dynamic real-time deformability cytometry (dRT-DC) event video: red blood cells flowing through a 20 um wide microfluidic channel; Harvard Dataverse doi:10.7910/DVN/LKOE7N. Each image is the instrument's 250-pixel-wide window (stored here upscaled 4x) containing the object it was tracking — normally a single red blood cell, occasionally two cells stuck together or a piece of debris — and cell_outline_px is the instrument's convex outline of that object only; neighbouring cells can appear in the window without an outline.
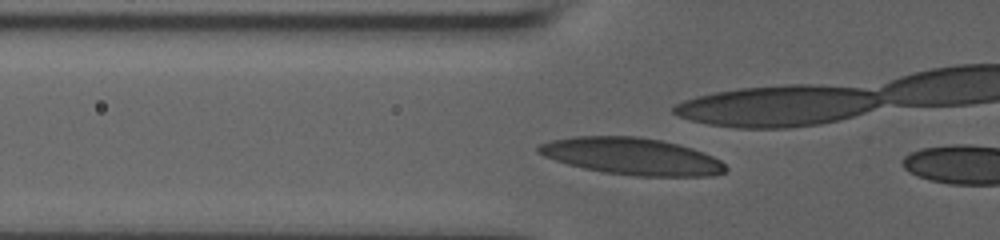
{"species": "human", "species_latin": "Homo sapiens", "temperature_condition": "room temperature", "stored_images_in_passage": 16, "camera_frame_rate_fps": 3000, "um_per_image_px": 0.085, "donor": {"sex": "male"}, "frame": {"image": 1, "passage_image": 14, "time_ms": 4.333, "image_size_px": [1000, 240], "cell_outline_px": [[728, 168], [724, 172], [712, 176], [636, 176], [604, 172], [584, 168], [568, 164], [544, 156], [536, 152], [536, 148], [540, 144], [552, 140], [576, 136], [640, 136], [660, 140], [692, 148], [704, 152], [720, 160]], "centroid_in_image_um": [53.71, 13.28], "position_along_channel_um": 72.1, "area_um2": 40.17}}